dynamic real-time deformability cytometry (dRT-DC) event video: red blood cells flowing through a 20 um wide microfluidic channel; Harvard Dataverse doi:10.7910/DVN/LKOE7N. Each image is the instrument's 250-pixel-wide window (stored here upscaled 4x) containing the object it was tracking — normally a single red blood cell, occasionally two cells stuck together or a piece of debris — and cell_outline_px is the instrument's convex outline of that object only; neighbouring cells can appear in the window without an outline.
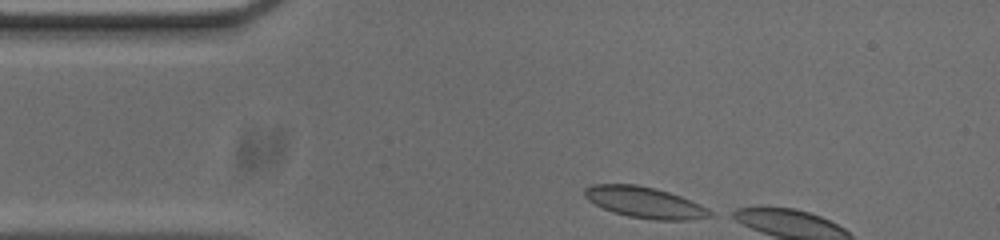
{"species": "common noctule bat (a hibernating species)", "species_latin": "Nyctalus noctula", "temperature_condition": "cold", "stored_images_in_passage": 4, "camera_frame_rate_fps": 3000, "um_per_image_px": 0.085, "animal": {"sex": "male", "body_mass_g": 20.0, "forearm_length_mm": 53.3}, "frame": {"image": 1, "passage_image": 1, "time_ms": 0.0, "image_size_px": [1000, 240], "cell_outline_px": [[716, 216], [688, 220], [656, 220], [628, 216], [612, 212], [588, 200], [584, 196], [584, 188], [592, 184], [636, 184], [656, 188], [680, 196], [700, 204], [716, 212]], "centroid_in_image_um": [54.85, 17.21], "position_along_channel_um": 30.1, "area_um2": 22.89}}